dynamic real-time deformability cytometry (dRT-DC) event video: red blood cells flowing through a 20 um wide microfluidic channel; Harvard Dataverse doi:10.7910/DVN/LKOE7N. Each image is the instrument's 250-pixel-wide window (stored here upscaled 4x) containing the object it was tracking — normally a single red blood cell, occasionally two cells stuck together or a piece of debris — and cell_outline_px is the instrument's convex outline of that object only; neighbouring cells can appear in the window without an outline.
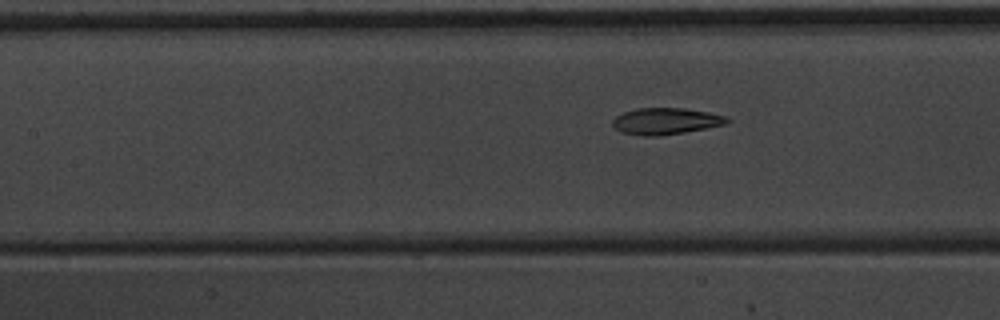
{"species": "common noctule bat (a hibernating species)", "species_latin": "Nyctalus noctula", "temperature_condition": "warm", "stored_images_in_passage": 9, "camera_frame_rate_fps": 3000, "um_per_image_px": 0.085, "animal": {"sex": "male", "body_mass_g": 20.1, "forearm_length_mm": 53.5}, "frame": {"image": 1, "passage_image": 9, "time_ms": 2.667, "image_size_px": [1000, 320], "cell_outline_px": [[732, 120], [728, 124], [684, 132], [656, 136], [640, 136], [620, 132], [612, 124], [612, 120], [616, 116], [624, 112], [636, 108], [684, 108], [708, 112], [724, 116]], "centroid_in_image_um": [56.58, 10.3], "position_along_channel_um": 150.8, "area_um2": 17.74}}